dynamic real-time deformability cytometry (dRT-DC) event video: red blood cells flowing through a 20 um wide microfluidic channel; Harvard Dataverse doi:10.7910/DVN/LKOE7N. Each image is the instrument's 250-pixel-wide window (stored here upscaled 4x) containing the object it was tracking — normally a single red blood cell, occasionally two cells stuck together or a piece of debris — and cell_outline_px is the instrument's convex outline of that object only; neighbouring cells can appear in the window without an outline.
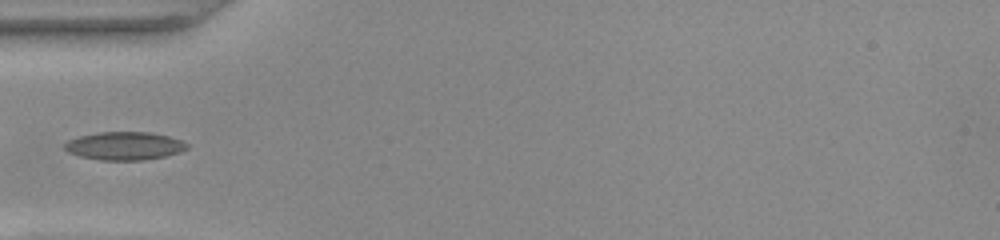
{"species": "common noctule bat (a hibernating species)", "species_latin": "Nyctalus noctula", "temperature_condition": "warm", "stored_images_in_passage": 36, "camera_frame_rate_fps": 3000, "um_per_image_px": 0.085, "animal": {"sex": "female", "body_mass_g": 22.0, "forearm_length_mm": 56.7}, "frame": {"image": 1, "passage_image": 1, "time_ms": 0.0, "image_size_px": [1000, 240], "cell_outline_px": [[188, 148], [180, 152], [164, 156], [144, 160], [100, 160], [80, 156], [68, 152], [64, 148], [64, 144], [68, 140], [80, 136], [100, 132], [148, 132], [168, 136], [180, 140], [188, 144]], "centroid_in_image_um": [10.57, 12.4], "position_along_channel_um": 74.4, "area_um2": 19.94}}
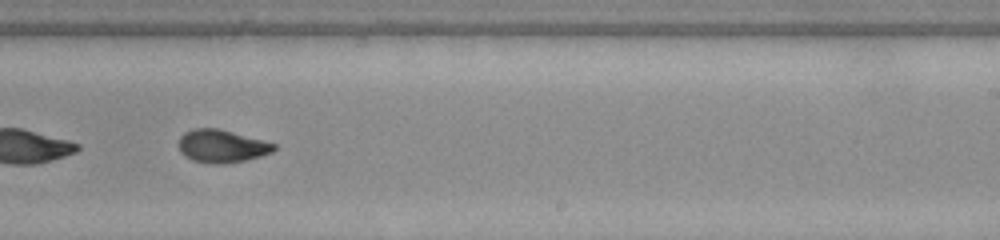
{"frame": {"image": 2, "passage_image": 16, "time_ms": 5.0, "image_size_px": [1000, 240], "cell_outline_px": [[276, 148], [272, 152], [260, 156], [244, 160], [224, 164], [208, 164], [192, 160], [184, 156], [180, 152], [176, 144], [180, 136], [184, 132], [192, 128], [220, 128], [276, 144]], "centroid_in_image_um": [18.78, 12.42], "position_along_channel_um": 270.2, "area_um2": 18.55}}
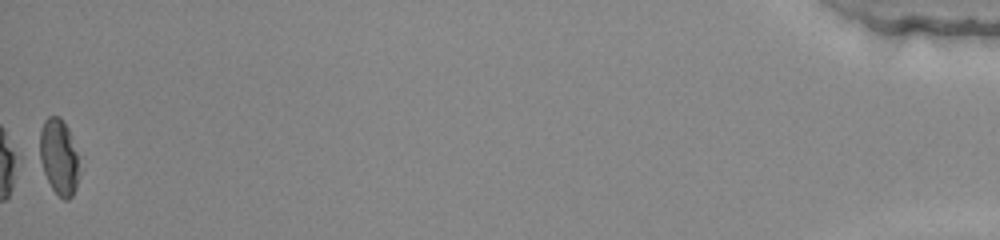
{"frame": {"image": 3, "passage_image": 36, "time_ms": 11.667, "image_size_px": [1000, 240], "cell_outline_px": [[80, 176], [76, 188], [72, 196], [68, 200], [64, 200], [52, 188], [32, 156], [44, 120], [48, 116], [60, 116], [68, 128], [72, 136], [76, 152]], "centroid_in_image_um": [4.9, 13.33], "position_along_channel_um": 430.3, "area_um2": 18.79}}